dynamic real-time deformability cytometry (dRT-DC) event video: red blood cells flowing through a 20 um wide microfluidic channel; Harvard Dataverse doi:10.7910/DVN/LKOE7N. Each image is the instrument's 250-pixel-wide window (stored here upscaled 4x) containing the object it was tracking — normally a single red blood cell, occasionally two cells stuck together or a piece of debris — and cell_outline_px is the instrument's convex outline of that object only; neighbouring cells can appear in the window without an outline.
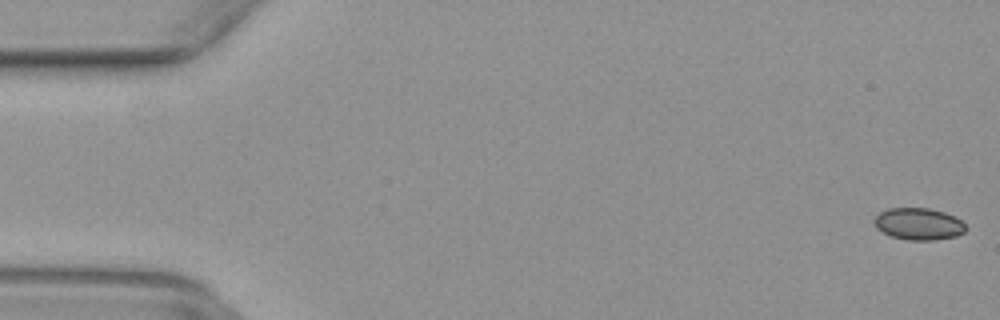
{"species": "common noctule bat (a hibernating species)", "species_latin": "Nyctalus noctula", "temperature_condition": "warm", "stored_images_in_passage": 50, "camera_frame_rate_fps": 3000, "um_per_image_px": 0.085, "animal": {"sex": "female", "body_mass_g": 29.2, "forearm_length_mm": 56.3}, "frame": {"image": 1, "passage_image": 1, "time_ms": 0.0, "image_size_px": [1000, 320], "cell_outline_px": [[968, 228], [964, 232], [956, 236], [936, 240], [908, 240], [892, 236], [876, 228], [872, 220], [880, 212], [888, 208], [928, 208], [944, 212], [960, 220]], "centroid_in_image_um": [78.07, 19.03], "position_along_channel_um": 6.9, "area_um2": 16.99}}
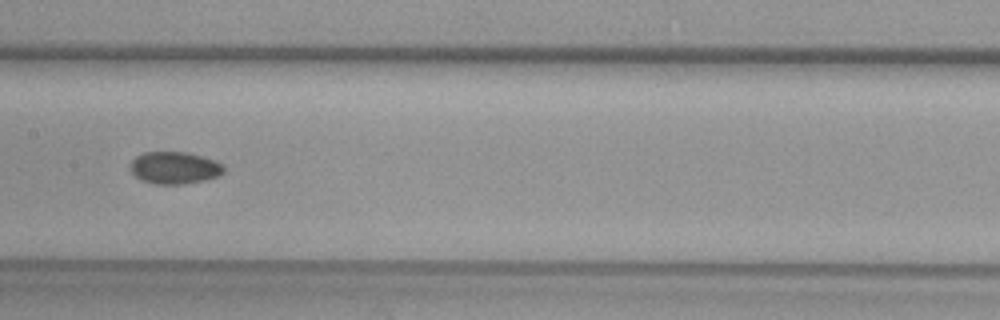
{"frame": {"image": 2, "passage_image": 25, "time_ms": 8.0, "image_size_px": [1000, 320], "cell_outline_px": [[224, 172], [220, 176], [204, 180], [184, 184], [152, 184], [140, 180], [128, 168], [132, 160], [136, 156], [144, 152], [188, 152], [216, 160], [224, 164]], "centroid_in_image_um": [14.84, 14.26], "position_along_channel_um": 192.6, "area_um2": 17.86}}
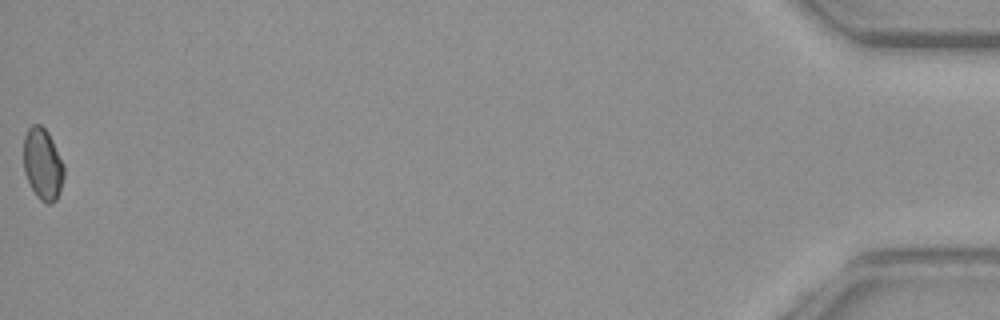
{"frame": {"image": 3, "passage_image": 50, "time_ms": 16.333, "image_size_px": [1000, 320], "cell_outline_px": [[64, 176], [60, 192], [56, 200], [52, 204], [48, 204], [40, 200], [36, 196], [24, 172], [24, 136], [28, 128], [32, 124], [40, 124], [48, 132], [64, 164]], "centroid_in_image_um": [3.64, 13.96], "position_along_channel_um": 431.6, "area_um2": 16.94}}